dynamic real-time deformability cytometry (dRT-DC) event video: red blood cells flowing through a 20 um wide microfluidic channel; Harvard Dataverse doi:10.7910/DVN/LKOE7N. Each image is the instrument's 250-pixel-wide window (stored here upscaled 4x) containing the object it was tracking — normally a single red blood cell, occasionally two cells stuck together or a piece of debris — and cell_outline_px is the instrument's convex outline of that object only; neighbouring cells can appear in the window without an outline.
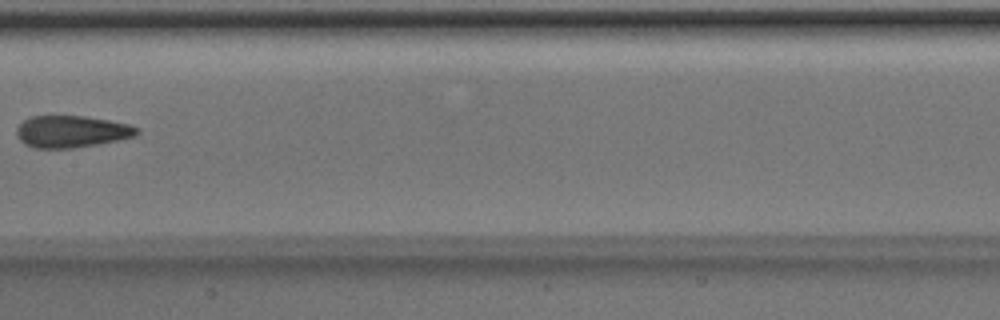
{"species": "Egyptian fruit bat (a non-hibernating species)", "species_latin": "Rousettus aegyptiacus", "temperature_condition": "room temperature", "stored_images_in_passage": 7, "camera_frame_rate_fps": 3000, "um_per_image_px": 0.085, "animal": {"sex": "male"}, "frame": {"image": 1, "passage_image": 6, "time_ms": 1.667, "image_size_px": [1000, 320], "cell_outline_px": [[140, 132], [136, 136], [96, 144], [72, 148], [32, 148], [24, 144], [16, 136], [16, 128], [24, 120], [32, 116], [84, 116], [108, 120], [128, 124], [140, 128]], "centroid_in_image_um": [6.06, 11.18], "position_along_channel_um": 201.3, "area_um2": 22.37}}
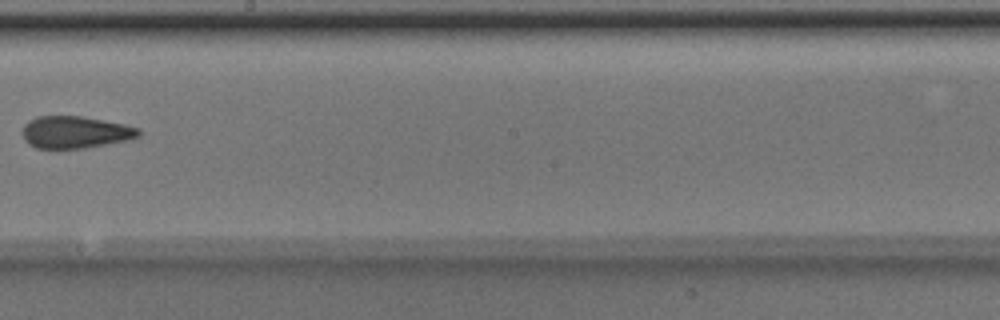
{"frame": {"image": 2, "passage_image": 7, "time_ms": 2.0, "image_size_px": [1000, 320], "cell_outline_px": [[140, 136], [128, 140], [84, 148], [36, 148], [28, 144], [24, 140], [24, 124], [28, 120], [36, 116], [80, 116], [104, 120], [124, 124], [140, 128]], "centroid_in_image_um": [6.4, 11.23], "position_along_channel_um": 241.8, "area_um2": 21.73}}